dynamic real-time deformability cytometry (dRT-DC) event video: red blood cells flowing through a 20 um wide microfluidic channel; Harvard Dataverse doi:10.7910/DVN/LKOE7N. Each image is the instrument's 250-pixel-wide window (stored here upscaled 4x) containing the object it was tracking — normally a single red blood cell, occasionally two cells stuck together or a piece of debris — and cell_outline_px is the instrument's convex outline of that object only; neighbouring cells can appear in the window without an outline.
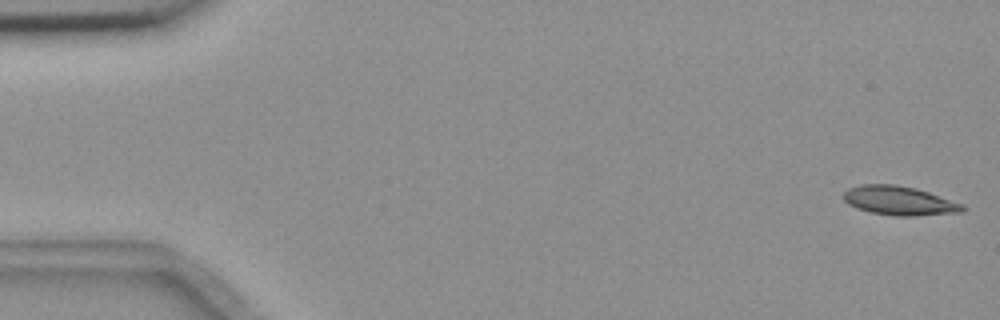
{"species": "common noctule bat (a hibernating species)", "species_latin": "Nyctalus noctula", "temperature_condition": "room temperature", "stored_images_in_passage": 6, "camera_frame_rate_fps": 3000, "um_per_image_px": 0.085, "animal": {"sex": "female", "body_mass_g": 18.4}, "frame": {"image": 1, "passage_image": 1, "time_ms": 0.0, "image_size_px": [1000, 320], "cell_outline_px": [[968, 208], [964, 212], [912, 216], [892, 216], [872, 212], [856, 208], [848, 204], [840, 196], [848, 188], [860, 184], [896, 184], [916, 188], [964, 204]], "centroid_in_image_um": [76.44, 17.06], "position_along_channel_um": 8.6, "area_um2": 20.46}}
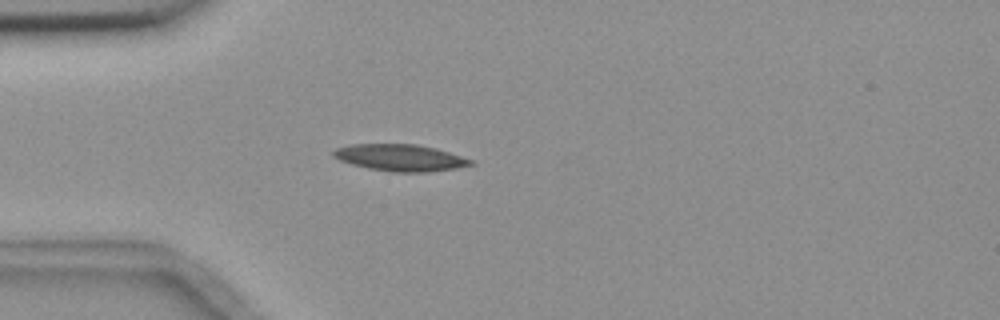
{"frame": {"image": 2, "passage_image": 5, "time_ms": 4.667, "image_size_px": [1000, 320], "cell_outline_px": [[476, 164], [456, 168], [424, 172], [392, 172], [368, 168], [352, 164], [340, 160], [332, 156], [332, 152], [336, 148], [352, 144], [416, 144], [436, 148], [476, 160]], "centroid_in_image_um": [34.06, 13.4], "position_along_channel_um": 50.9, "area_um2": 21.5}}